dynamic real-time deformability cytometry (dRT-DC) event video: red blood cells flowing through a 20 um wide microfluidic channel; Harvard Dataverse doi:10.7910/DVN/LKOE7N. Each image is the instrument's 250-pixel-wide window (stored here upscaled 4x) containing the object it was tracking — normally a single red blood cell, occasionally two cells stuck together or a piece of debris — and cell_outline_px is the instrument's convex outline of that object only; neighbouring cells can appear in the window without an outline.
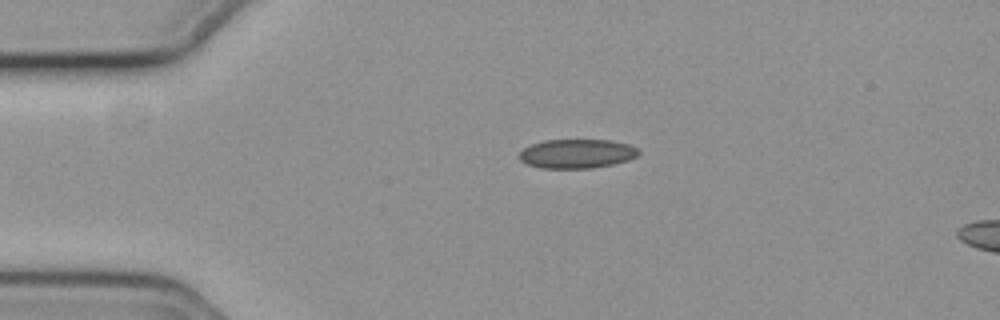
{"species": "common noctule bat (a hibernating species)", "species_latin": "Nyctalus noctula", "temperature_condition": "cold", "stored_images_in_passage": 44, "camera_frame_rate_fps": 3000, "um_per_image_px": 0.085, "animal": {"sex": "female", "body_mass_g": 19.3, "forearm_length_mm": 54.1}, "frame": {"image": 1, "passage_image": 1, "time_ms": 0.0, "image_size_px": [1000, 320], "cell_outline_px": [[640, 152], [636, 156], [628, 160], [612, 164], [592, 168], [540, 168], [528, 164], [520, 160], [516, 156], [524, 148], [532, 144], [544, 140], [612, 140], [628, 144], [640, 148]], "centroid_in_image_um": [49.03, 13.06], "position_along_channel_um": 36.0, "area_um2": 20.35}}
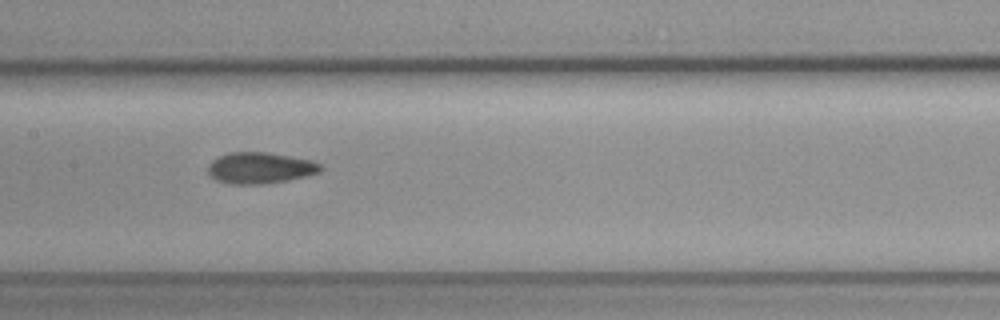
{"frame": {"image": 2, "passage_image": 16, "time_ms": 5.0, "image_size_px": [1000, 320], "cell_outline_px": [[324, 168], [320, 172], [304, 176], [284, 180], [260, 184], [232, 184], [216, 180], [208, 172], [208, 164], [212, 160], [228, 152], [268, 152], [312, 160], [320, 164]], "centroid_in_image_um": [22.1, 14.26], "position_along_channel_um": 185.3, "area_um2": 20.35}}
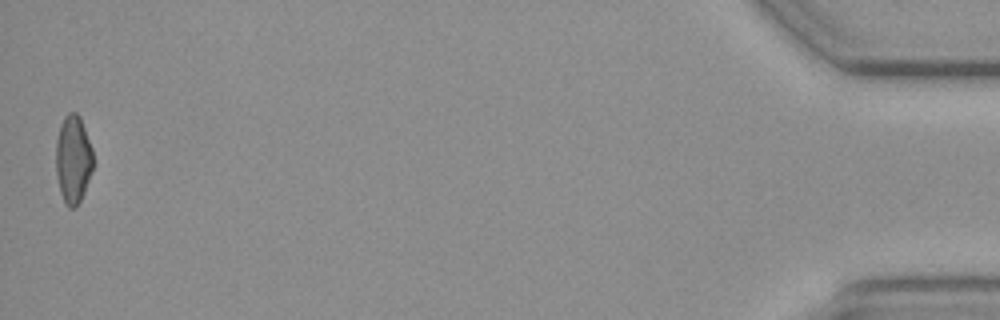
{"frame": {"image": 3, "passage_image": 44, "time_ms": 14.333, "image_size_px": [1000, 320], "cell_outline_px": [[92, 168], [84, 192], [76, 208], [68, 208], [64, 204], [60, 192], [56, 172], [56, 140], [60, 124], [64, 116], [68, 112], [76, 112], [80, 116], [92, 148]], "centroid_in_image_um": [6.19, 13.53], "position_along_channel_um": 429.0, "area_um2": 19.13}, "authors_computed_cell_mechanics": {"area_um2": 19.8832, "velocity_mm_per_s": 3.7117, "shape_relaxation_time_tau1_ms": null, "shape_relaxation_time_tau2_ms": 3.6937, "deformation_change_tau1": null, "deformation_change_tau2": 0.0835}}